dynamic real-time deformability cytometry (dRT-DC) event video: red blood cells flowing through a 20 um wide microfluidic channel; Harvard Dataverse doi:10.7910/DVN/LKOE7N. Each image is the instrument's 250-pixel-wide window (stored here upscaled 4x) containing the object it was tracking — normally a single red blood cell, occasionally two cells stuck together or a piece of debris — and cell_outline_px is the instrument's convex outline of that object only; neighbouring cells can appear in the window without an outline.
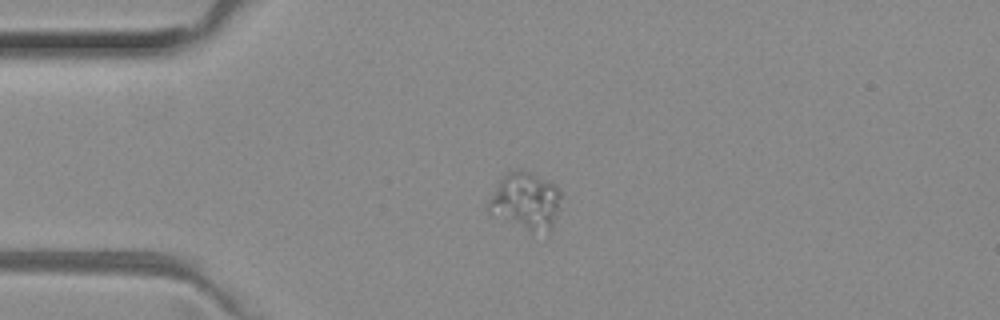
{"species": "common noctule bat (a hibernating species)", "species_latin": "Nyctalus noctula", "temperature_condition": "room temperature", "stored_images_in_passage": 41, "camera_frame_rate_fps": 3000, "um_per_image_px": 0.085, "animal": {"sex": "female", "body_mass_g": 29.2, "forearm_length_mm": 56.3}, "frame": {"image": 1, "passage_image": 1, "time_ms": 0.0, "image_size_px": [1000, 320], "cell_outline_px": [[560, 208], [552, 232], [548, 236], [532, 232], [488, 212], [488, 200], [500, 180], [508, 168], [520, 168], [548, 180], [556, 184], [560, 188]], "centroid_in_image_um": [44.74, 17.09], "position_along_channel_um": 40.3, "area_um2": 24.91}}
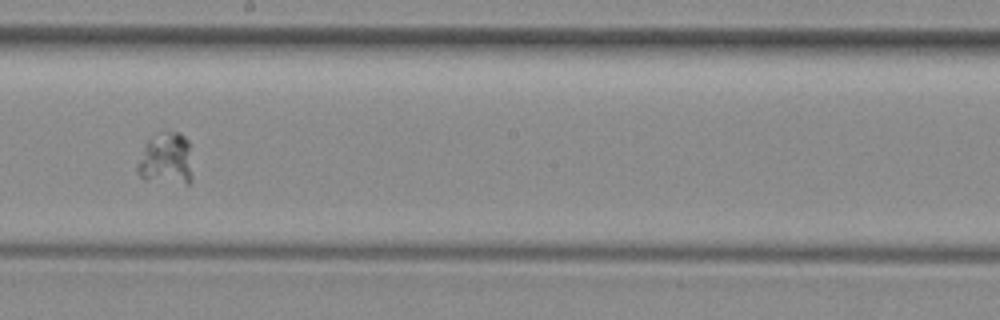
{"frame": {"image": 2, "passage_image": 18, "time_ms": 5.667, "image_size_px": [1000, 320], "cell_outline_px": [[192, 180], [188, 184], [184, 184], [144, 180], [136, 172], [136, 164], [148, 140], [168, 132], [180, 132], [188, 140], [192, 176]], "centroid_in_image_um": [14.12, 13.57], "position_along_channel_um": 234.1, "area_um2": 16.65}}
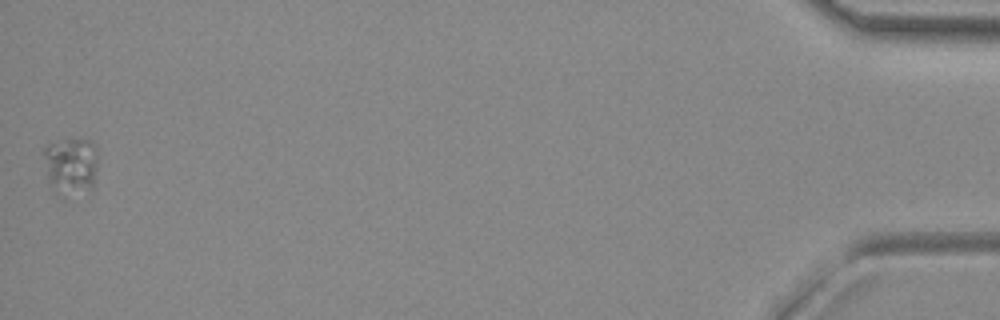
{"frame": {"image": 3, "passage_image": 41, "time_ms": 13.333, "image_size_px": [1000, 320], "cell_outline_px": [[96, 168], [92, 188], [64, 200], [60, 200], [56, 196], [48, 180], [44, 152], [44, 148], [48, 144], [64, 140], [92, 140], [96, 144]], "centroid_in_image_um": [6.01, 14.18], "position_along_channel_um": 429.2, "area_um2": 18.5}}